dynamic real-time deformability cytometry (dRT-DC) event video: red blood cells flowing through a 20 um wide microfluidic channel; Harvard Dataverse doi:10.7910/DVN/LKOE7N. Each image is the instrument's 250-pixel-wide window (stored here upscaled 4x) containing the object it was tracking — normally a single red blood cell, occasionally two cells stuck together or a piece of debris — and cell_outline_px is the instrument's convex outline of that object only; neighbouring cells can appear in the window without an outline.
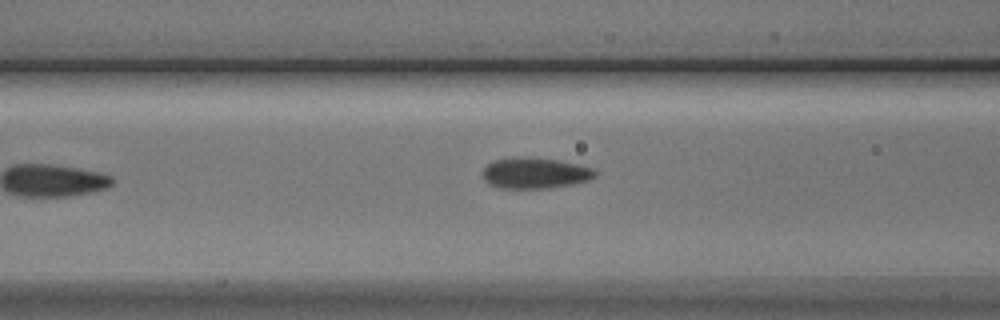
{"species": "Egyptian fruit bat (a non-hibernating species)", "species_latin": "Rousettus aegyptiacus", "temperature_condition": "cold", "stored_images_in_passage": 6, "camera_frame_rate_fps": 3000, "um_per_image_px": 0.085, "animal": {"sex": "male"}, "frame": {"image": 1, "passage_image": 6, "time_ms": 7.0, "image_size_px": [1000, 320], "cell_outline_px": [[596, 176], [588, 180], [572, 184], [548, 188], [500, 188], [488, 184], [484, 180], [484, 168], [488, 164], [496, 160], [556, 160], [576, 164], [592, 168], [596, 172]], "centroid_in_image_um": [45.5, 14.77], "position_along_channel_um": 121.1, "area_um2": 19.13}}